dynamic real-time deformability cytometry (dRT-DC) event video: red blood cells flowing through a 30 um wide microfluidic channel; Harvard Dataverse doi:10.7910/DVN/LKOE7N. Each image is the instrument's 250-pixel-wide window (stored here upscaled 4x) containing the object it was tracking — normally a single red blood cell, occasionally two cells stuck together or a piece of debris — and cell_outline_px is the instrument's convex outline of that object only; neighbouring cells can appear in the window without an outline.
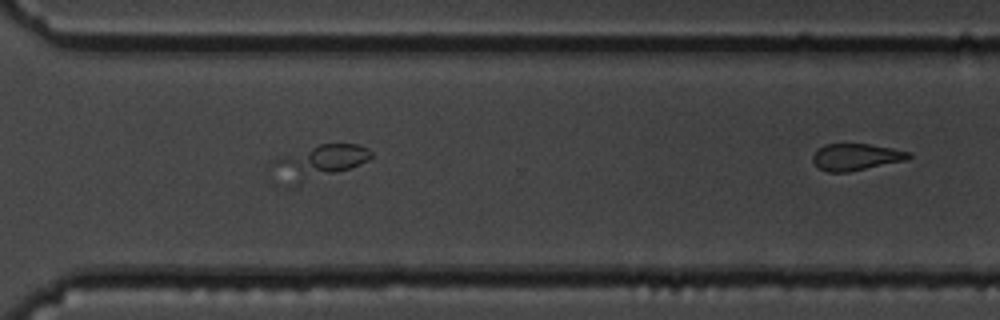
{"species": "common noctule bat (a hibernating species)", "species_latin": "Nyctalus noctula", "temperature_condition": "cold", "stored_images_in_passage": 34, "camera_frame_rate_fps": 3000, "um_per_image_px": 0.085, "animal": {"sex": "male", "body_mass_g": 19.5, "forearm_length_mm": 54.6}, "frame": {"image": 1, "passage_image": 34, "time_ms": 11.0, "image_size_px": [1000, 320], "cell_outline_px": [[912, 156], [908, 160], [848, 172], [828, 172], [820, 168], [812, 160], [812, 156], [816, 148], [824, 144], [868, 144], [892, 148], [912, 152]], "centroid_in_image_um": [72.77, 13.33], "position_along_channel_um": 297.8, "area_um2": 15.09}}